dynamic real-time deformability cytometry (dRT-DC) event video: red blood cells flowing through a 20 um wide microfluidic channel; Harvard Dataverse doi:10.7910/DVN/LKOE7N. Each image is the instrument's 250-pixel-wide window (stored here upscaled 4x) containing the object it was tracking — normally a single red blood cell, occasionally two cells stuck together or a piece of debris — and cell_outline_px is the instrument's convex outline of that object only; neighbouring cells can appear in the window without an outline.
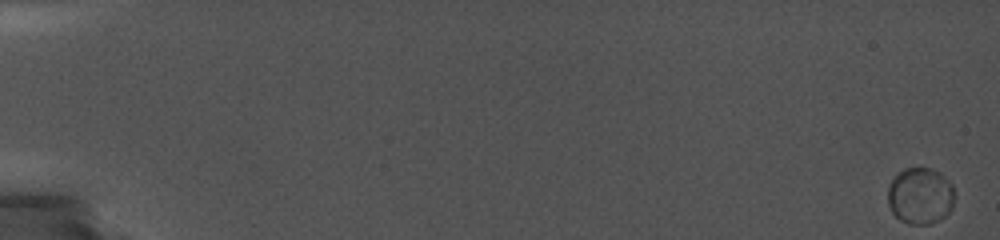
{"species": "common noctule bat (a hibernating species)", "species_latin": "Nyctalus noctula", "temperature_condition": "cold", "stored_images_in_passage": 58, "camera_frame_rate_fps": 5000, "um_per_image_px": 0.085, "animal": {"sex": "female", "body_mass_g": 19.0, "forearm_length_mm": 56.7}, "frame": {"image": 1, "passage_image": 1, "time_ms": 0.0, "image_size_px": [1000, 240], "cell_outline_px": [[952, 208], [944, 216], [932, 224], [912, 224], [900, 220], [892, 212], [888, 204], [888, 184], [904, 168], [932, 168], [940, 172], [952, 184]], "centroid_in_image_um": [78.2, 16.64], "position_along_channel_um": 6.8, "area_um2": 21.85}}
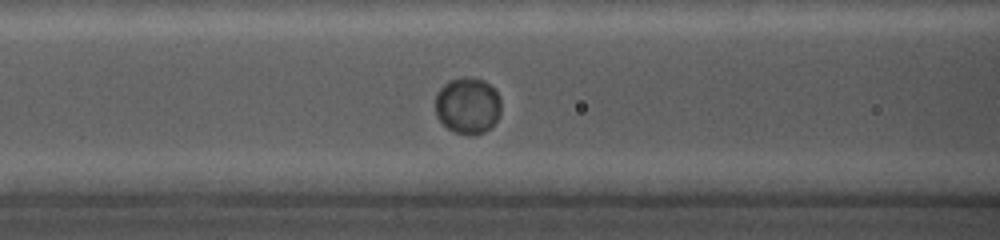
{"frame": {"image": 2, "passage_image": 33, "time_ms": 9.0, "image_size_px": [1000, 240], "cell_outline_px": [[500, 112], [496, 120], [484, 132], [468, 136], [452, 132], [436, 116], [436, 92], [444, 84], [452, 80], [464, 76], [484, 80], [496, 92], [500, 100]], "centroid_in_image_um": [39.73, 8.99], "position_along_channel_um": 126.9, "area_um2": 21.5}}
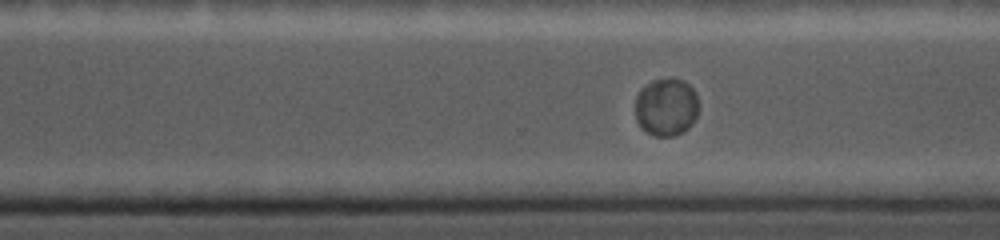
{"frame": {"image": 3, "passage_image": 52, "time_ms": 14.2, "image_size_px": [1000, 240], "cell_outline_px": [[700, 108], [692, 124], [684, 132], [672, 136], [656, 136], [648, 132], [636, 120], [636, 96], [640, 88], [644, 84], [652, 80], [684, 80], [696, 92], [700, 104]], "centroid_in_image_um": [56.66, 9.1], "position_along_channel_um": 313.9, "area_um2": 21.44}}